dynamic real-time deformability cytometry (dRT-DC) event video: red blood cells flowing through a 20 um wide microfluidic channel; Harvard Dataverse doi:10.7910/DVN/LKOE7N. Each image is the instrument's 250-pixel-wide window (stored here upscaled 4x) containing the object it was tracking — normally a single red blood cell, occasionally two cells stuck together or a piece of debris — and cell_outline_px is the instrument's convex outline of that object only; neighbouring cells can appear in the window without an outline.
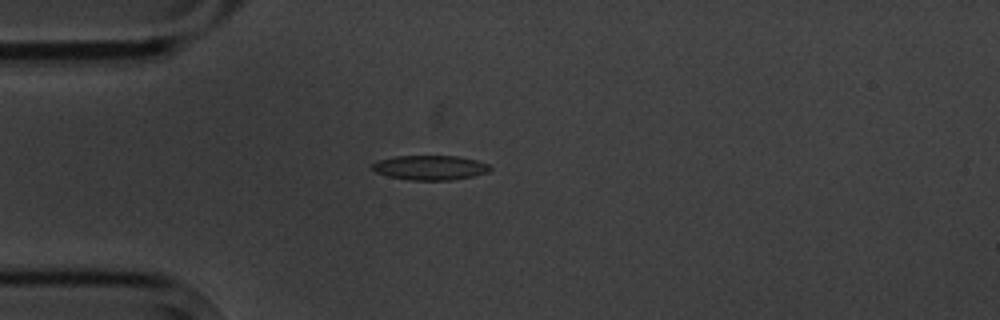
{"species": "common noctule bat (a hibernating species)", "species_latin": "Nyctalus noctula", "temperature_condition": "cold", "stored_images_in_passage": 2, "camera_frame_rate_fps": 3000, "um_per_image_px": 0.085, "animal": {"sex": "male", "body_mass_g": 20.1, "forearm_length_mm": 53.5}, "frame": {"image": 1, "passage_image": 2, "time_ms": 1.333, "image_size_px": [1000, 320], "cell_outline_px": [[492, 168], [488, 172], [472, 176], [452, 180], [408, 180], [388, 176], [376, 172], [372, 168], [372, 164], [380, 160], [396, 156], [456, 156], [476, 160], [488, 164]], "centroid_in_image_um": [36.57, 14.25], "position_along_channel_um": 48.4, "area_um2": 16.76}}